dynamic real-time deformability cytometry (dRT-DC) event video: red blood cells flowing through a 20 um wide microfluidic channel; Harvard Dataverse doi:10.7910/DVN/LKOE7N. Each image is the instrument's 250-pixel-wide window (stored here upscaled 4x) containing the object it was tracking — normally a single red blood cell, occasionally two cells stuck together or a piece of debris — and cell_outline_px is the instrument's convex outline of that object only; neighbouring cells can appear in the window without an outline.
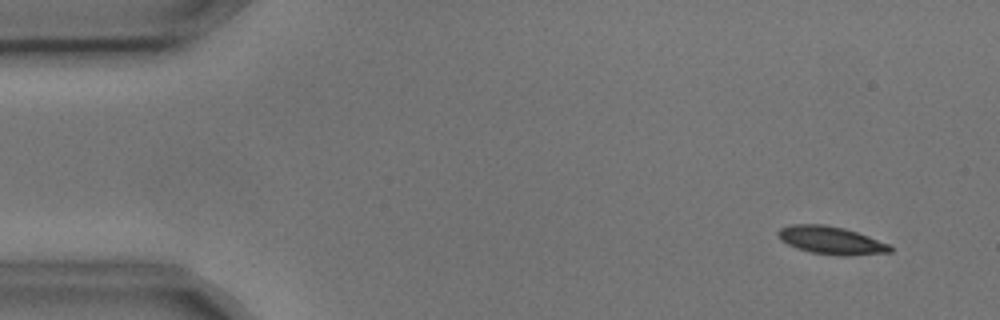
{"species": "common noctule bat (a hibernating species)", "species_latin": "Nyctalus noctula", "temperature_condition": "cold", "stored_images_in_passage": 4, "camera_frame_rate_fps": 3000, "um_per_image_px": 0.085, "animal": {"sex": "male", "body_mass_g": 17.9, "forearm_length_mm": 54.2}, "frame": {"image": 1, "passage_image": 1, "time_ms": 0.0, "image_size_px": [1000, 320], "cell_outline_px": [[892, 252], [852, 256], [840, 256], [812, 252], [796, 248], [780, 240], [776, 232], [780, 228], [792, 224], [824, 224], [844, 228], [868, 236], [888, 244], [892, 248]], "centroid_in_image_um": [70.62, 20.43], "position_along_channel_um": 14.4, "area_um2": 18.21}}